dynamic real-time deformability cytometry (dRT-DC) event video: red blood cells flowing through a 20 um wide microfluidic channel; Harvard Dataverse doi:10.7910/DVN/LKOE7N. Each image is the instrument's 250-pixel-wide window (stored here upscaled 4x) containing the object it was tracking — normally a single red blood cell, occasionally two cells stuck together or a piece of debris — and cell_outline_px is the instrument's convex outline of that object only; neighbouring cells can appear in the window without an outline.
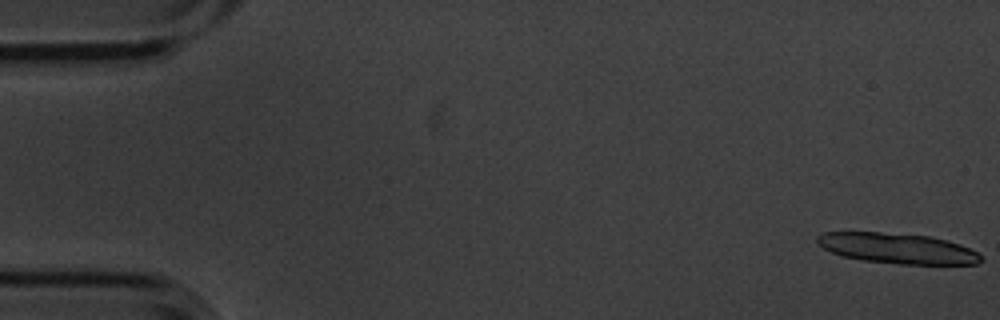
{"species": "common noctule bat (a hibernating species)", "species_latin": "Nyctalus noctula", "temperature_condition": "cold", "stored_images_in_passage": 5, "camera_frame_rate_fps": 3000, "um_per_image_px": 0.085, "animal": {"sex": "male", "body_mass_g": 20.1, "forearm_length_mm": 53.5}, "frame": {"image": 1, "passage_image": 1, "time_ms": 0.0, "image_size_px": [1000, 320], "cell_outline_px": [[984, 260], [976, 264], [900, 264], [860, 260], [840, 256], [824, 248], [816, 240], [816, 236], [824, 232], [880, 232], [932, 236], [948, 240], [960, 244], [976, 252]], "centroid_in_image_um": [76.28, 21.11], "position_along_channel_um": 8.7, "area_um2": 29.07}}